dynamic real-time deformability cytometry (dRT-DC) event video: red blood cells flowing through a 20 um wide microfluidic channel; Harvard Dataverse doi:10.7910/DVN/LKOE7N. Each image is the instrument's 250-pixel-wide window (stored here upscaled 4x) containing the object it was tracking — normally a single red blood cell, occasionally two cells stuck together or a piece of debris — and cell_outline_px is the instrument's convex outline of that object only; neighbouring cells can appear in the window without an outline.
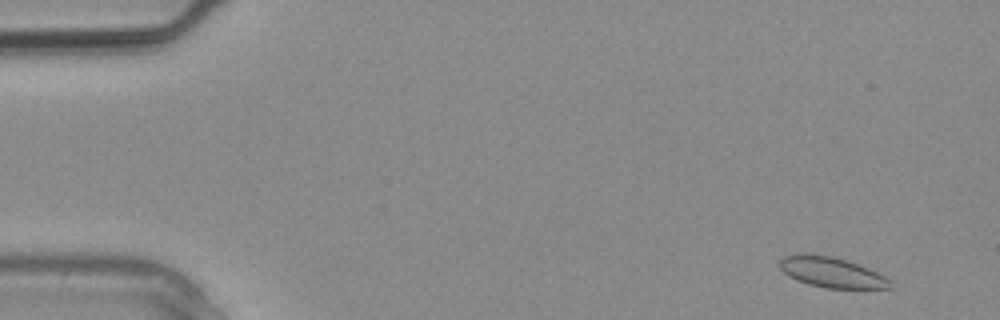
{"species": "common noctule bat (a hibernating species)", "species_latin": "Nyctalus noctula", "temperature_condition": "warm", "stored_images_in_passage": 4, "camera_frame_rate_fps": 3000, "um_per_image_px": 0.085, "animal": {"sex": "male", "body_mass_g": 20.4}, "frame": {"image": 1, "passage_image": 4, "time_ms": 1.0, "image_size_px": [1000, 320], "cell_outline_px": [[892, 288], [824, 288], [808, 284], [788, 276], [780, 268], [780, 260], [784, 256], [804, 252], [832, 256], [868, 268], [884, 276], [888, 280]], "centroid_in_image_um": [70.62, 23.13], "position_along_channel_um": 14.4, "area_um2": 19.36}}